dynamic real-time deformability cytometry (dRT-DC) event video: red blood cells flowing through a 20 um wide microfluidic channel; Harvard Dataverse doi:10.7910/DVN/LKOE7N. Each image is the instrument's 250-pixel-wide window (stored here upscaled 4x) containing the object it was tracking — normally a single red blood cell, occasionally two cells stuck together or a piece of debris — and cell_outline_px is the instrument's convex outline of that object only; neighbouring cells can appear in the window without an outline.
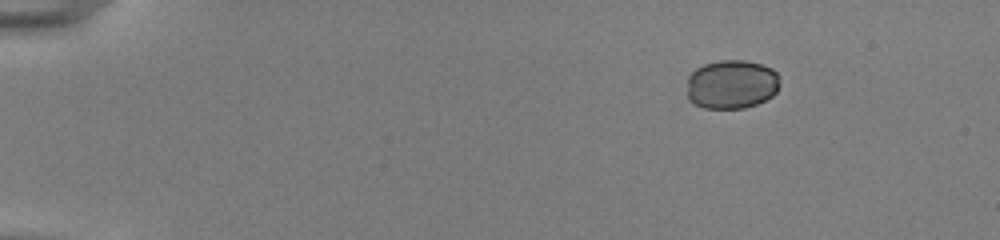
{"species": "common noctule bat (a hibernating species)", "species_latin": "Nyctalus noctula", "temperature_condition": "room temperature", "stored_images_in_passage": 47, "camera_frame_rate_fps": 3000, "um_per_image_px": 0.085, "animal": {"sex": "female", "body_mass_g": 22.0, "forearm_length_mm": 56.7}, "frame": {"image": 1, "passage_image": 1, "time_ms": 0.0, "image_size_px": [1000, 240], "cell_outline_px": [[780, 84], [776, 92], [772, 96], [756, 104], [744, 108], [704, 108], [688, 100], [688, 76], [696, 68], [704, 64], [720, 60], [744, 60], [760, 64], [772, 68], [776, 72], [780, 80]], "centroid_in_image_um": [62.19, 7.16], "position_along_channel_um": 22.8, "area_um2": 26.59}}
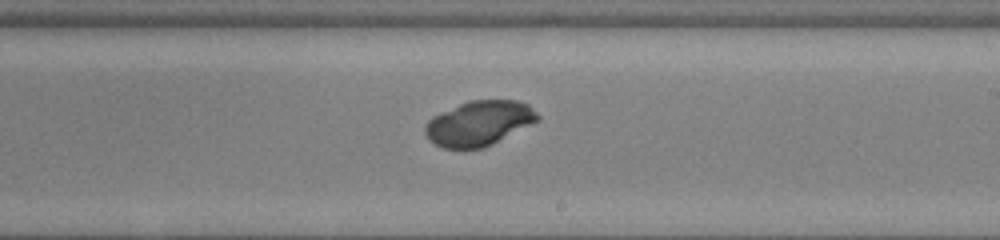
{"frame": {"image": 2, "passage_image": 27, "time_ms": 8.667, "image_size_px": [1000, 240], "cell_outline_px": [[540, 120], [484, 148], [444, 148], [428, 140], [424, 132], [424, 124], [432, 116], [440, 112], [468, 100], [516, 100], [528, 104], [540, 116]], "centroid_in_image_um": [40.7, 10.47], "position_along_channel_um": 248.3, "area_um2": 29.54}}
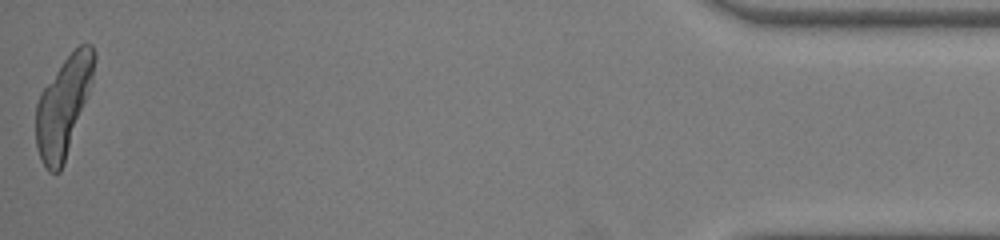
{"frame": {"image": 3, "passage_image": 47, "time_ms": 15.333, "image_size_px": [1000, 240], "cell_outline_px": [[96, 56], [92, 80], [64, 164], [60, 172], [48, 172], [40, 156], [36, 144], [36, 104], [40, 92], [64, 60], [80, 44], [92, 44], [96, 52]], "centroid_in_image_um": [5.38, 9.02], "position_along_channel_um": 429.8, "area_um2": 33.0}}